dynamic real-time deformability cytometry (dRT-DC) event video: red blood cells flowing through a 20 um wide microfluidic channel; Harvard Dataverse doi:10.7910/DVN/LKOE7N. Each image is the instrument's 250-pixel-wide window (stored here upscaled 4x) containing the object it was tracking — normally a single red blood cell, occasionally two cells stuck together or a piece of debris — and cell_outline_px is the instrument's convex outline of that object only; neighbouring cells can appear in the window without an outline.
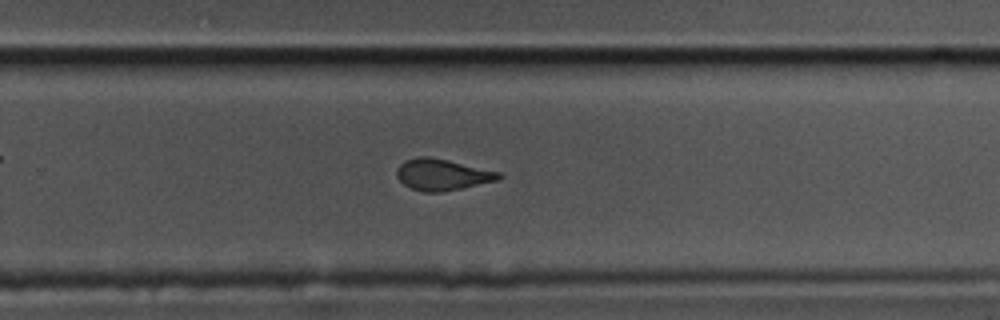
{"species": "common noctule bat (a hibernating species)", "species_latin": "Nyctalus noctula", "temperature_condition": "cold", "stored_images_in_passage": 48, "camera_frame_rate_fps": 3000, "um_per_image_px": 0.085, "animal": {"sex": "male", "body_mass_g": 17.5, "forearm_length_mm": 52.3}, "frame": {"image": 1, "passage_image": 35, "time_ms": 11.333, "image_size_px": [1000, 320], "cell_outline_px": [[504, 176], [500, 180], [440, 192], [424, 192], [412, 188], [404, 184], [396, 176], [396, 168], [404, 160], [420, 156], [428, 156], [448, 160], [500, 172]], "centroid_in_image_um": [37.59, 14.83], "position_along_channel_um": 292.2, "area_um2": 18.61}}